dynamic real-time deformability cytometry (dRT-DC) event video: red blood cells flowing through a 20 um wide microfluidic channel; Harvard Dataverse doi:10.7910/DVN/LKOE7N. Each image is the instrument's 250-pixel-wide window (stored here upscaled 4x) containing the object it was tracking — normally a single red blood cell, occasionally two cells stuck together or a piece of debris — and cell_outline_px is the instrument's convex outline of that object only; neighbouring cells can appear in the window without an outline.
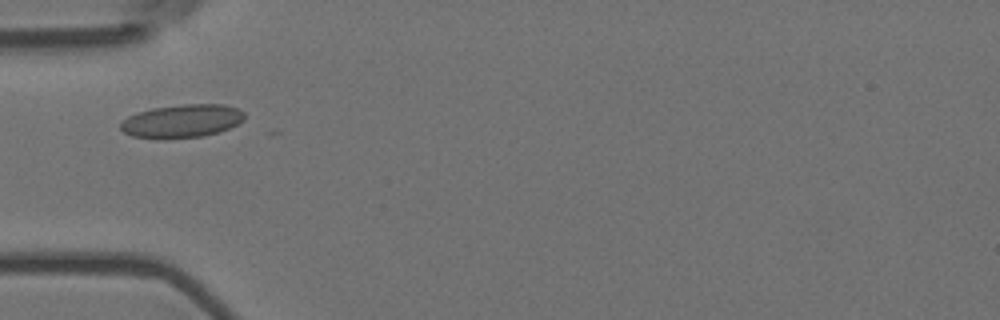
{"species": "Egyptian fruit bat (a non-hibernating species)", "species_latin": "Rousettus aegyptiacus", "temperature_condition": "room temperature", "stored_images_in_passage": 5, "camera_frame_rate_fps": 3000, "um_per_image_px": 0.085, "animal": {"sex": "female"}, "frame": {"image": 1, "passage_image": 3, "time_ms": 0.667, "image_size_px": [1000, 320], "cell_outline_px": [[244, 120], [220, 132], [204, 136], [160, 140], [132, 136], [124, 132], [120, 128], [120, 120], [136, 112], [152, 108], [184, 104], [224, 104], [236, 108], [244, 112]], "centroid_in_image_um": [15.41, 10.3], "position_along_channel_um": 69.6, "area_um2": 24.39}}
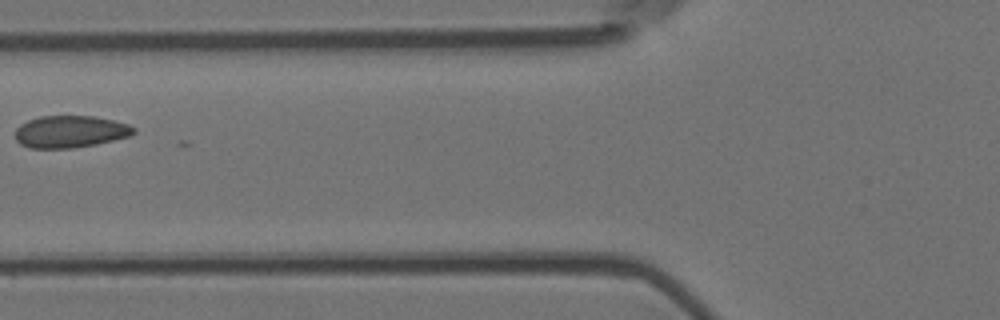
{"frame": {"image": 2, "passage_image": 4, "time_ms": 1.0, "image_size_px": [1000, 320], "cell_outline_px": [[136, 132], [132, 136], [96, 144], [72, 148], [28, 148], [20, 144], [16, 140], [16, 128], [20, 124], [28, 120], [40, 116], [92, 116], [112, 120], [128, 124], [136, 128]], "centroid_in_image_um": [5.98, 11.19], "position_along_channel_um": 119.8, "area_um2": 22.25}}
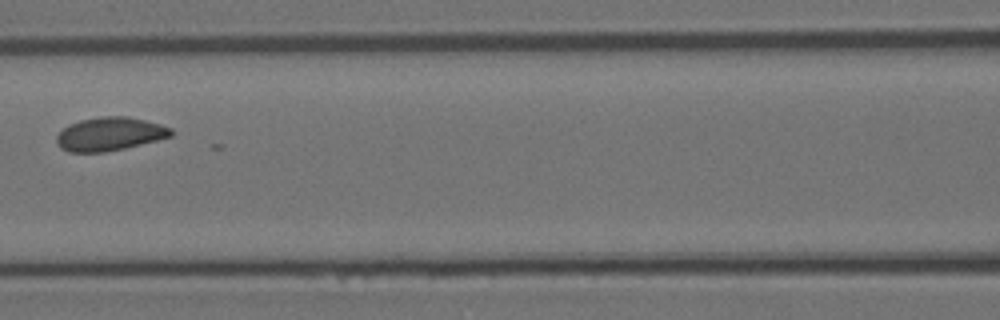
{"frame": {"image": 3, "passage_image": 5, "time_ms": 1.333, "image_size_px": [1000, 320], "cell_outline_px": [[172, 136], [124, 148], [104, 152], [68, 152], [60, 148], [56, 140], [56, 136], [68, 124], [80, 120], [100, 116], [128, 116], [160, 124], [172, 128]], "centroid_in_image_um": [9.3, 11.38], "position_along_channel_um": 157.3, "area_um2": 22.25}}